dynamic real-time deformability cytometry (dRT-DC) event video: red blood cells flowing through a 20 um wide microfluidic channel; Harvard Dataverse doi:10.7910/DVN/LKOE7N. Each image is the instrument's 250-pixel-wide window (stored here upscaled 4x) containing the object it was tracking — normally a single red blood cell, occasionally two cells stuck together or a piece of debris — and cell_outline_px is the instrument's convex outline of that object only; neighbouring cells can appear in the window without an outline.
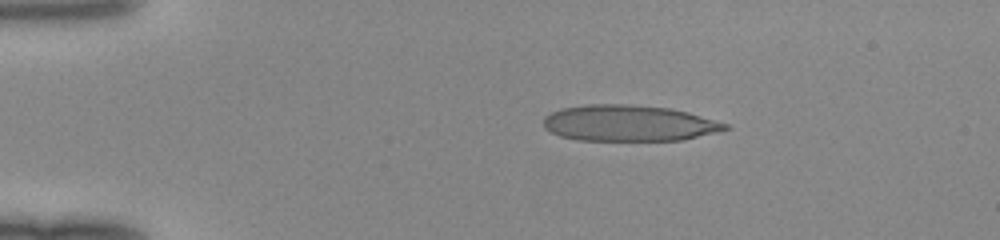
{"species": "human", "species_latin": "Homo sapiens", "temperature_condition": "room temperature", "stored_images_in_passage": 40, "camera_frame_rate_fps": 3000, "um_per_image_px": 0.085, "donor": {"sex": "female"}, "frame": {"image": 1, "passage_image": 1, "time_ms": 0.0, "image_size_px": [1000, 240], "cell_outline_px": [[732, 128], [716, 132], [680, 140], [576, 140], [560, 136], [544, 128], [544, 116], [560, 108], [588, 104], [628, 104], [668, 108], [688, 112], [728, 124]], "centroid_in_image_um": [53.42, 10.46], "position_along_channel_um": 31.6, "area_um2": 38.09}}
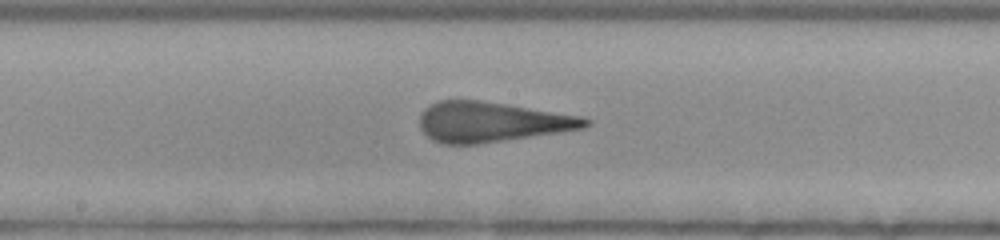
{"frame": {"image": 2, "passage_image": 18, "time_ms": 5.667, "image_size_px": [1000, 240], "cell_outline_px": [[592, 124], [584, 128], [560, 132], [476, 144], [444, 144], [432, 140], [420, 128], [420, 116], [424, 108], [436, 100], [480, 100], [580, 116], [592, 120]], "centroid_in_image_um": [41.77, 10.36], "position_along_channel_um": 206.4, "area_um2": 38.49}}
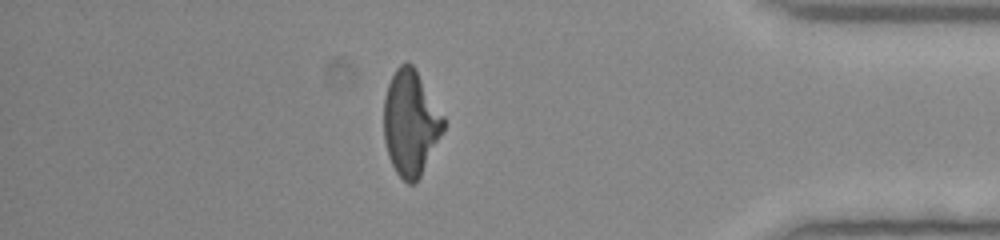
{"frame": {"image": 3, "passage_image": 34, "time_ms": 11.0, "image_size_px": [1000, 240], "cell_outline_px": [[444, 128], [416, 184], [408, 184], [396, 172], [388, 156], [384, 140], [384, 100], [388, 84], [396, 68], [400, 64], [408, 60], [416, 68], [444, 116]], "centroid_in_image_um": [34.89, 10.42], "position_along_channel_um": 400.3, "area_um2": 36.53}}